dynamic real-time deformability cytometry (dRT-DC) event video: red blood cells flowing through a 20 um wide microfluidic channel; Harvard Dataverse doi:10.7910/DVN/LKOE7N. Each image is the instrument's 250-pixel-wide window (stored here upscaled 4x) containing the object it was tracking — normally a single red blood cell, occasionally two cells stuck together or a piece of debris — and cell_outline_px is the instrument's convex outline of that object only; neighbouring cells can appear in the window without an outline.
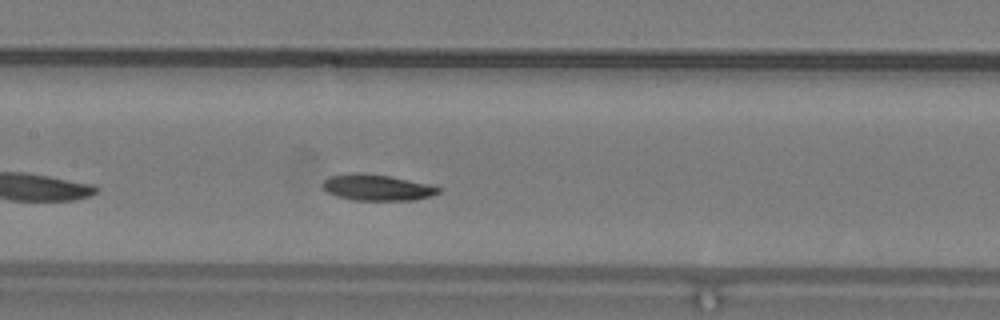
{"species": "common noctule bat (a hibernating species)", "species_latin": "Nyctalus noctula", "temperature_condition": "warm", "stored_images_in_passage": 34, "camera_frame_rate_fps": 3000, "um_per_image_px": 0.085, "animal": {"sex": "male", "body_mass_g": 19.2, "forearm_length_mm": 51.8}, "frame": {"image": 1, "passage_image": 10, "time_ms": 3.0, "image_size_px": [1000, 320], "cell_outline_px": [[440, 192], [432, 196], [412, 200], [352, 200], [336, 196], [328, 192], [320, 184], [328, 176], [360, 172], [388, 176], [408, 180], [440, 188]], "centroid_in_image_um": [31.98, 15.94], "position_along_channel_um": 175.4, "area_um2": 17.4}}
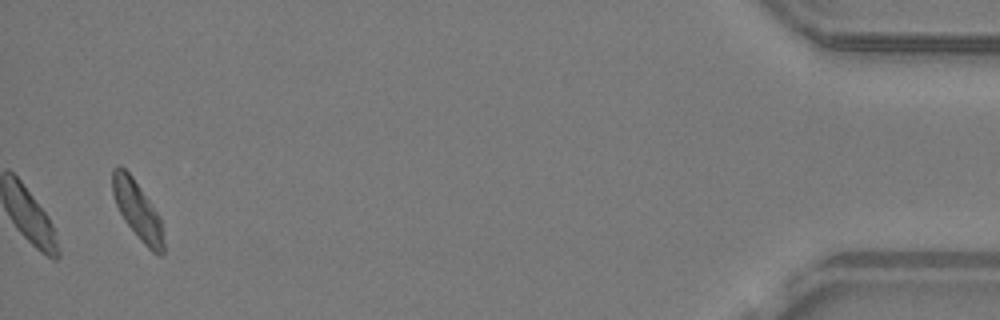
{"frame": {"image": 2, "passage_image": 34, "time_ms": 11.0, "image_size_px": [1000, 320], "cell_outline_px": [[164, 256], [160, 256], [152, 252], [144, 244], [124, 220], [116, 204], [112, 192], [112, 168], [116, 164], [120, 164], [132, 176], [152, 204], [160, 216], [164, 244]], "centroid_in_image_um": [11.68, 17.85], "position_along_channel_um": 423.5, "area_um2": 17.4}, "authors_computed_cell_mechanics": {"area_um2": 17.918, "velocity_mm_per_s": 4.1371, "shape_relaxation_time_tau1_ms": 4.1373, "shape_relaxation_time_tau2_ms": null, "deformation_change_tau1": 0.1329, "deformation_change_tau2": null}}